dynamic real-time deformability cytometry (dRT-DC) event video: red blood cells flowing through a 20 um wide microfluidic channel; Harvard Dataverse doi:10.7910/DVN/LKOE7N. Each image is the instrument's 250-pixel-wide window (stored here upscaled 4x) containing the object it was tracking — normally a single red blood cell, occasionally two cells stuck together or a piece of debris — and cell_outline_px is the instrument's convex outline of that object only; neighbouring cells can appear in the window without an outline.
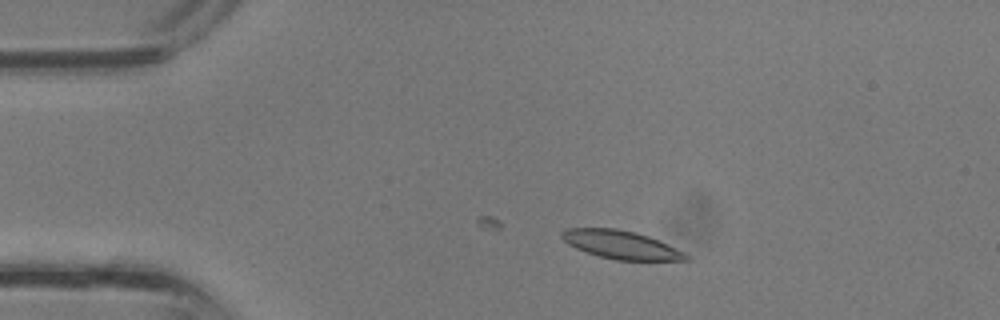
{"species": "common noctule bat (a hibernating species)", "species_latin": "Nyctalus noctula", "temperature_condition": "room temperature", "stored_images_in_passage": 29, "camera_frame_rate_fps": 3000, "um_per_image_px": 0.085, "animal": {"sex": "male", "body_mass_g": 13.3}, "frame": {"image": 1, "passage_image": 2, "time_ms": 0.333, "image_size_px": [1000, 320], "cell_outline_px": [[692, 260], [616, 260], [600, 256], [576, 248], [568, 244], [560, 236], [560, 232], [564, 228], [616, 228], [636, 232], [648, 236], [684, 252], [692, 256]], "centroid_in_image_um": [52.78, 20.79], "position_along_channel_um": 32.2, "area_um2": 20.4}}
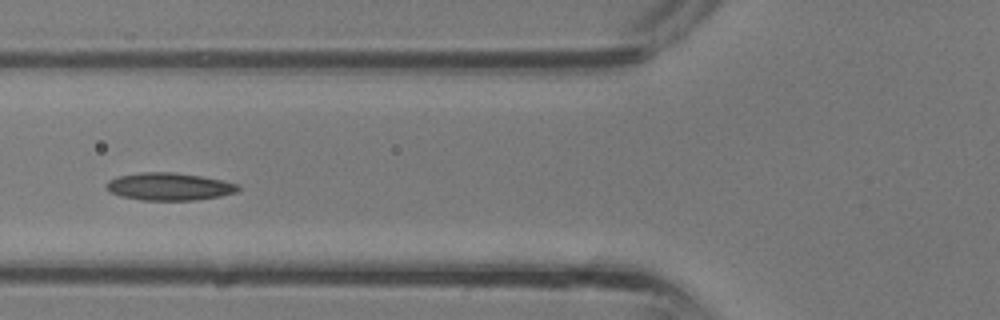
{"frame": {"image": 2, "passage_image": 9, "time_ms": 2.667, "image_size_px": [1000, 320], "cell_outline_px": [[240, 188], [236, 192], [220, 196], [196, 200], [140, 200], [120, 196], [108, 192], [104, 188], [104, 184], [108, 180], [116, 176], [140, 172], [172, 172], [200, 176], [240, 184]], "centroid_in_image_um": [14.31, 15.86], "position_along_channel_um": 111.5, "area_um2": 21.39}}
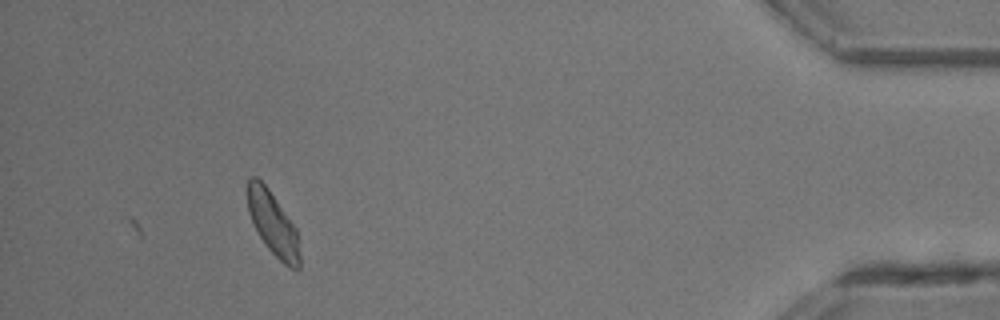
{"frame": {"image": 3, "passage_image": 29, "time_ms": 9.333, "image_size_px": [1000, 320], "cell_outline_px": [[300, 268], [288, 268], [268, 248], [260, 236], [248, 212], [248, 176], [256, 176], [268, 188], [296, 228], [300, 256]], "centroid_in_image_um": [23.21, 19.01], "position_along_channel_um": 412.0, "area_um2": 18.9}}